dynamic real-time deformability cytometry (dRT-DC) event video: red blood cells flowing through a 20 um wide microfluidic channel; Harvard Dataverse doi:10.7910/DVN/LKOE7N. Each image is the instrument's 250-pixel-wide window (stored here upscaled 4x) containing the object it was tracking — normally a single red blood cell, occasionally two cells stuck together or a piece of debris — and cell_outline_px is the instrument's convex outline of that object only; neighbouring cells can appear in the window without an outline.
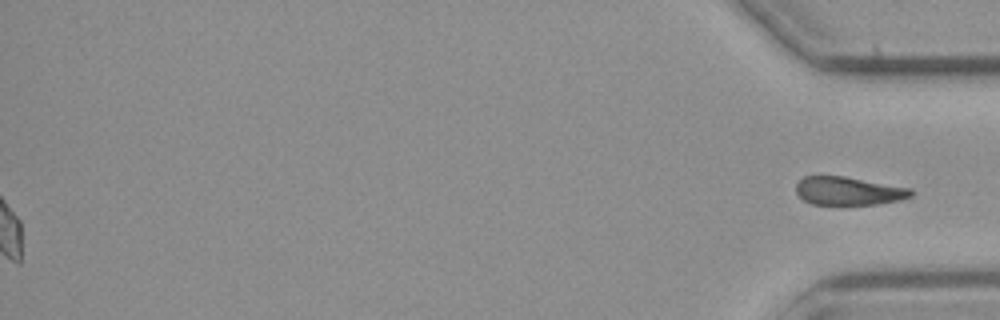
{"species": "common noctule bat (a hibernating species)", "species_latin": "Nyctalus noctula", "temperature_condition": "cold", "stored_images_in_passage": 39, "segment_of_instrument_passage": [2, 2], "camera_frame_rate_fps": 3000, "um_per_image_px": 0.085, "animal": {"sex": "male", "body_mass_g": 23.1, "forearm_length_mm": 52.7}, "frame": {"image": 1, "passage_image": 39, "time_ms": 12.667, "image_size_px": [1000, 320], "cell_outline_px": [[912, 196], [900, 200], [876, 204], [812, 204], [804, 200], [796, 192], [796, 184], [804, 176], [844, 176], [912, 188]], "centroid_in_image_um": [72.13, 16.22], "position_along_channel_um": 363.1, "area_um2": 18.84}}